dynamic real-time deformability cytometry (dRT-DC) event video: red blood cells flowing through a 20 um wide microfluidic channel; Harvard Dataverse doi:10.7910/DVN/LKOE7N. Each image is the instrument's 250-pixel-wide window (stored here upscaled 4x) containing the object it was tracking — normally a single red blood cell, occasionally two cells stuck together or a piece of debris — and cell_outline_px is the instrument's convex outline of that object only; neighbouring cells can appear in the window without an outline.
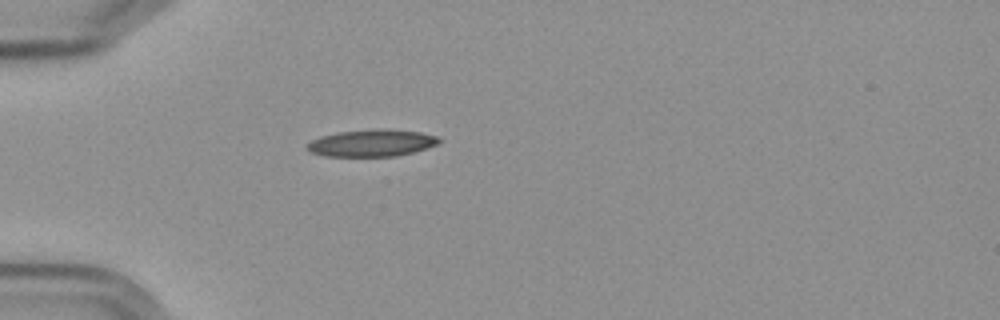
{"species": "Egyptian fruit bat (a non-hibernating species)", "species_latin": "Rousettus aegyptiacus", "temperature_condition": "cold", "stored_images_in_passage": 41, "camera_frame_rate_fps": 3000, "um_per_image_px": 0.085, "frame": {"image": 1, "passage_image": 1, "time_ms": 0.0, "image_size_px": [1000, 320], "cell_outline_px": [[440, 144], [412, 152], [396, 156], [324, 156], [308, 152], [304, 148], [312, 140], [320, 136], [340, 132], [376, 128], [388, 128], [420, 132], [436, 136], [440, 140]], "centroid_in_image_um": [31.58, 12.15], "position_along_channel_um": 53.4, "area_um2": 20.92}}
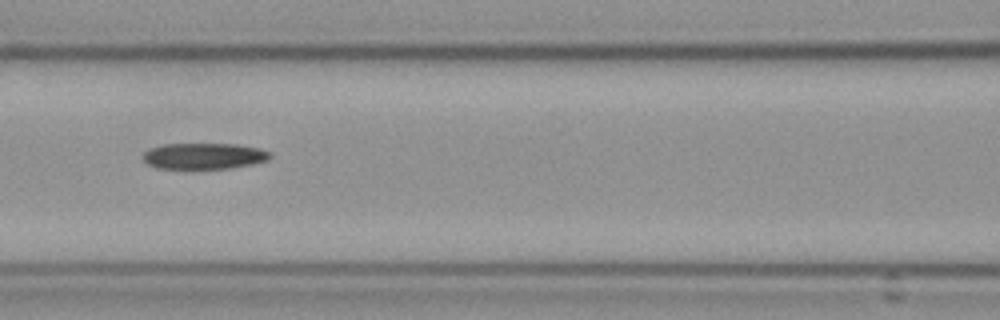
{"frame": {"image": 2, "passage_image": 10, "time_ms": 3.0, "image_size_px": [1000, 320], "cell_outline_px": [[272, 156], [268, 160], [228, 168], [156, 168], [148, 164], [140, 156], [144, 152], [152, 148], [164, 144], [236, 144], [260, 148], [272, 152]], "centroid_in_image_um": [17.34, 13.25], "position_along_channel_um": 149.3, "area_um2": 19.19}}
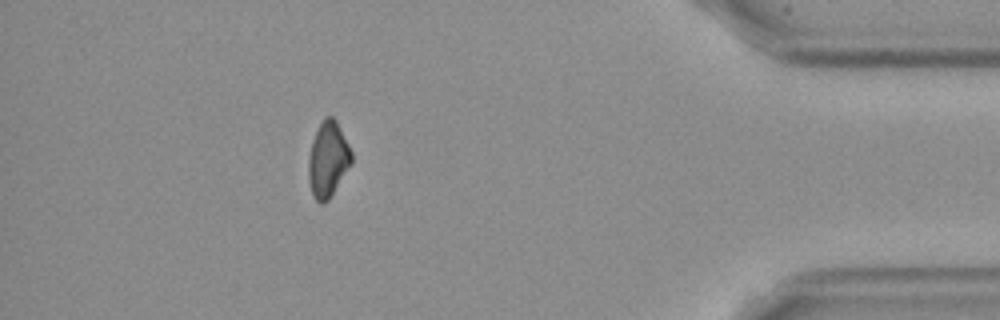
{"frame": {"image": 3, "passage_image": 35, "time_ms": 11.333, "image_size_px": [1000, 320], "cell_outline_px": [[352, 164], [328, 200], [324, 204], [320, 204], [316, 200], [312, 192], [308, 180], [308, 156], [312, 140], [324, 116], [332, 116], [336, 120], [352, 152]], "centroid_in_image_um": [27.87, 13.56], "position_along_channel_um": 407.3, "area_um2": 18.96}, "authors_computed_cell_mechanics": {"area_um2": 19.941, "velocity_mm_per_s": 3.6059, "shape_relaxation_time_tau1_ms": 5.1113, "shape_relaxation_time_tau2_ms": 7.3075, "deformation_change_tau1": 0.1422, "deformation_change_tau2": 0.1706}}